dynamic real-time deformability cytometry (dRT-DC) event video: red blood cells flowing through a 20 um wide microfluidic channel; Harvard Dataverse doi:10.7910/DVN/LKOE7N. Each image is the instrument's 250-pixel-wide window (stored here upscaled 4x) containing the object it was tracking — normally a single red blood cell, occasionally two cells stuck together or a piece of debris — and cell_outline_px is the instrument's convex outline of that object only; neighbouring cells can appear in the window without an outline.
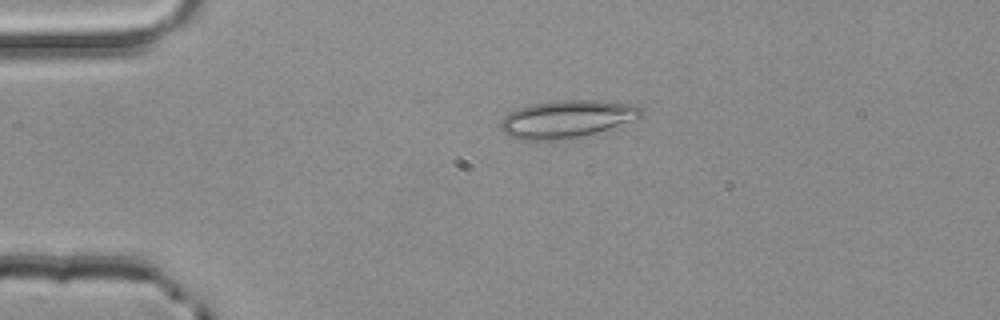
{"species": "common noctule bat (a hibernating species)", "species_latin": "Nyctalus noctula", "temperature_condition": "room temperature", "stored_images_in_passage": 2, "camera_frame_rate_fps": 3000, "um_per_image_px": 0.085, "animal": {"sex": "male", "body_mass_g": 20.4}, "frame": {"image": 1, "passage_image": 1, "time_ms": 0.0, "image_size_px": [1000, 320], "cell_outline_px": [[644, 112], [636, 120], [596, 132], [580, 136], [548, 140], [516, 140], [504, 132], [500, 128], [500, 124], [504, 116], [508, 112], [532, 104], [556, 100], [600, 100], [632, 104], [644, 108]], "centroid_in_image_um": [48.19, 10.1], "position_along_channel_um": 36.8, "area_um2": 30.69}}